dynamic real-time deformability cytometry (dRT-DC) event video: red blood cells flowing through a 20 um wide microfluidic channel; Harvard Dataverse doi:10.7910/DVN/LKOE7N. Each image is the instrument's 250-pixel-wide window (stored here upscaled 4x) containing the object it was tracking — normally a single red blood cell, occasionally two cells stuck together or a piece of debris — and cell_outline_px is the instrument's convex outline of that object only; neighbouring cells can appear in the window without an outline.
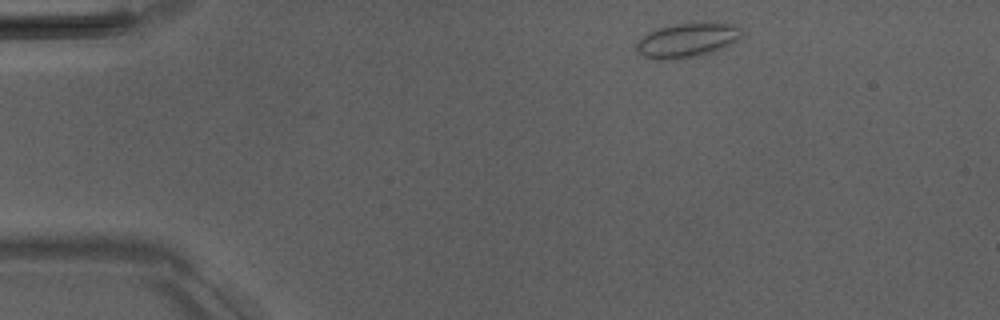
{"species": "Egyptian fruit bat (a non-hibernating species)", "species_latin": "Rousettus aegyptiacus", "temperature_condition": "room temperature", "stored_images_in_passage": 3, "camera_frame_rate_fps": 3000, "um_per_image_px": 0.085, "animal": {"sex": "male"}, "frame": {"image": 1, "passage_image": 1, "time_ms": 0.0, "image_size_px": [1000, 320], "cell_outline_px": [[740, 36], [736, 40], [712, 52], [700, 56], [676, 60], [656, 60], [644, 56], [636, 48], [636, 44], [648, 32], [660, 28], [676, 24], [732, 24], [740, 28]], "centroid_in_image_um": [58.35, 3.46], "position_along_channel_um": 26.6, "area_um2": 20.4}}